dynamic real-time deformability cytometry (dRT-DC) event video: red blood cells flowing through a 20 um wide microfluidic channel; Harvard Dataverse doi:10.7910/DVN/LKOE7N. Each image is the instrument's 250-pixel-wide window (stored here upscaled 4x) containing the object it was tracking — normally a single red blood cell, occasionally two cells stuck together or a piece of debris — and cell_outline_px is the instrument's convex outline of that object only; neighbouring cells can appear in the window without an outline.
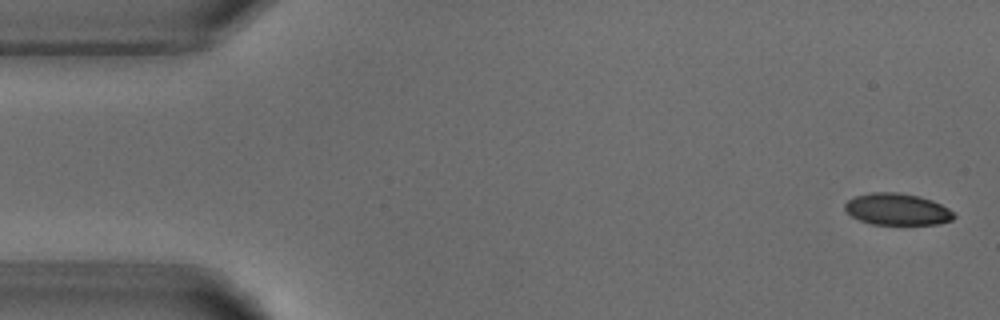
{"species": "common noctule bat (a hibernating species)", "species_latin": "Nyctalus noctula", "temperature_condition": "warm", "stored_images_in_passage": 4, "camera_frame_rate_fps": 3000, "um_per_image_px": 0.085, "animal": {"sex": "male", "body_mass_g": 18.8}, "frame": {"image": 1, "passage_image": 1, "time_ms": 0.0, "image_size_px": [1000, 320], "cell_outline_px": [[956, 216], [952, 220], [936, 224], [872, 224], [860, 220], [852, 216], [844, 208], [844, 204], [848, 200], [856, 196], [872, 192], [896, 192], [920, 196], [932, 200], [948, 208]], "centroid_in_image_um": [76.26, 17.78], "position_along_channel_um": 8.7, "area_um2": 20.0}}
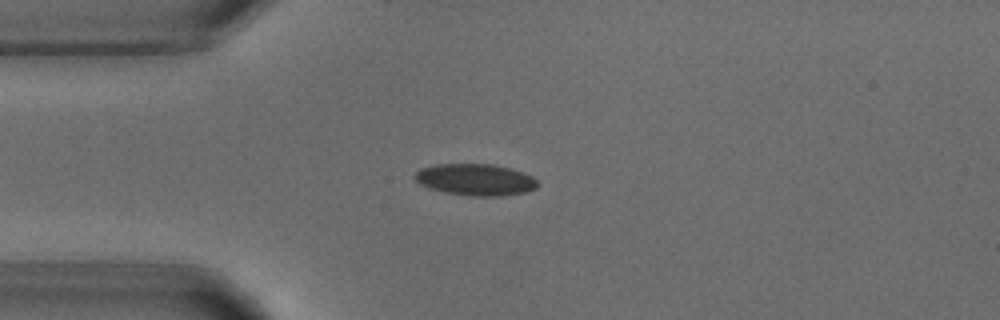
{"frame": {"image": 2, "passage_image": 4, "time_ms": 3.667, "image_size_px": [1000, 320], "cell_outline_px": [[540, 184], [536, 188], [528, 192], [500, 196], [472, 196], [444, 192], [428, 188], [420, 184], [412, 176], [420, 168], [436, 164], [492, 164], [512, 168], [532, 176]], "centroid_in_image_um": [40.42, 15.27], "position_along_channel_um": 44.6, "area_um2": 22.89}}